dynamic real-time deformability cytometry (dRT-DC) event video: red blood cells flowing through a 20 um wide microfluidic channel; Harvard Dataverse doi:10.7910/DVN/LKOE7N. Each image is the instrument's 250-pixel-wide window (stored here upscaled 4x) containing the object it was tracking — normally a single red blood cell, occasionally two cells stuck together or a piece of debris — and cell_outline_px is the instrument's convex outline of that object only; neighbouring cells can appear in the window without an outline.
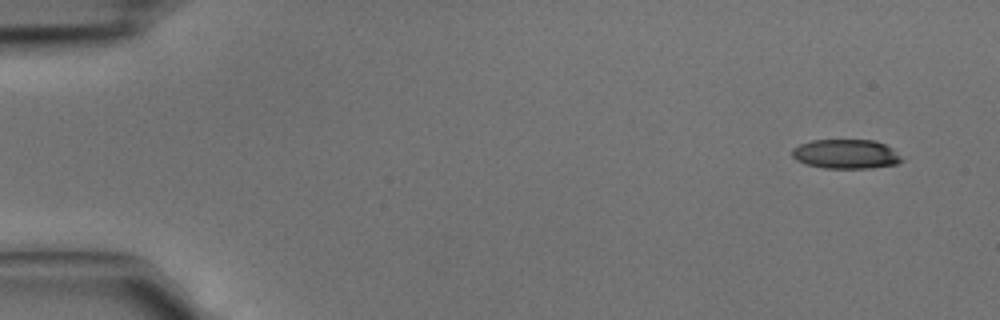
{"species": "common noctule bat (a hibernating species)", "species_latin": "Nyctalus noctula", "temperature_condition": "cold", "stored_images_in_passage": 5, "camera_frame_rate_fps": 3000, "um_per_image_px": 0.085, "animal": {"sex": "male", "body_mass_g": 15.6}, "frame": {"image": 1, "passage_image": 1, "time_ms": 0.0, "image_size_px": [1000, 320], "cell_outline_px": [[904, 160], [896, 164], [872, 168], [824, 168], [804, 164], [796, 160], [792, 156], [792, 148], [800, 144], [812, 140], [876, 140], [884, 144], [900, 156]], "centroid_in_image_um": [71.86, 13.1], "position_along_channel_um": 13.1, "area_um2": 18.73}}
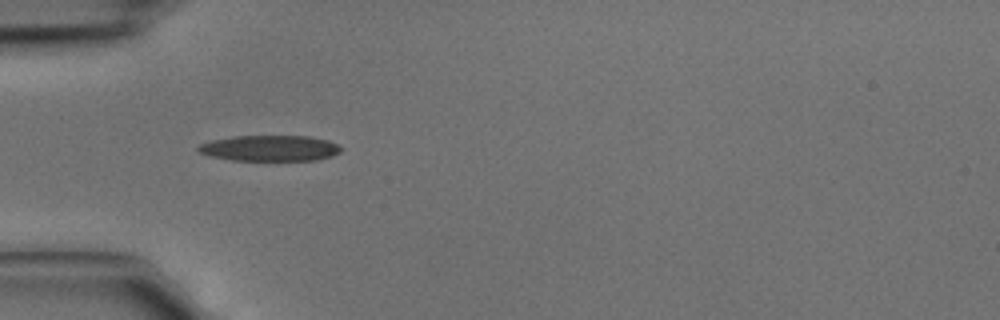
{"frame": {"image": 2, "passage_image": 4, "time_ms": 1.0, "image_size_px": [1000, 320], "cell_outline_px": [[344, 148], [340, 152], [332, 156], [316, 160], [232, 160], [208, 156], [196, 152], [196, 148], [200, 144], [212, 140], [232, 136], [308, 136], [328, 140]], "centroid_in_image_um": [22.91, 12.6], "position_along_channel_um": 62.1, "area_um2": 21.62}}